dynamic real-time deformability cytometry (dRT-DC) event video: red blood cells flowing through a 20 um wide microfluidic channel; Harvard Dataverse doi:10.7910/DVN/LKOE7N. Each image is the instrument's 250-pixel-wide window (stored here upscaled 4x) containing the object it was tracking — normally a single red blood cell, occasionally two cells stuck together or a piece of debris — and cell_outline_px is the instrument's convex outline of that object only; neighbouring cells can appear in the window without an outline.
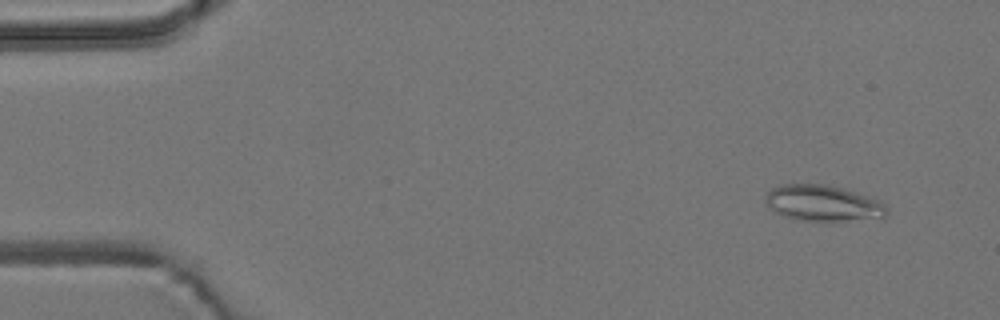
{"species": "common noctule bat (a hibernating species)", "species_latin": "Nyctalus noctula", "temperature_condition": "room temperature", "stored_images_in_passage": 5, "camera_frame_rate_fps": 3000, "um_per_image_px": 0.085, "animal": {"sex": "male", "body_mass_g": 19.2, "forearm_length_mm": 51.8}, "frame": {"image": 1, "passage_image": 1, "time_ms": 0.0, "image_size_px": [1000, 320], "cell_outline_px": [[888, 216], [884, 220], [796, 220], [780, 216], [764, 200], [768, 192], [772, 188], [780, 184], [828, 184], [844, 188], [868, 196], [884, 204], [888, 208]], "centroid_in_image_um": [70.01, 17.28], "position_along_channel_um": 15.0, "area_um2": 25.84}}
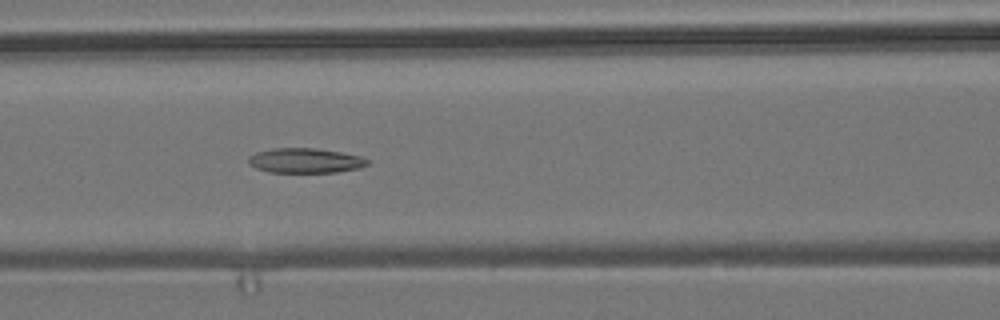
{"frame": {"image": 2, "passage_image": 5, "time_ms": 1.333, "image_size_px": [1000, 320], "cell_outline_px": [[368, 164], [360, 168], [336, 172], [268, 172], [256, 168], [248, 164], [248, 156], [256, 152], [272, 148], [316, 148], [340, 152], [360, 156], [368, 160]], "centroid_in_image_um": [25.91, 13.65], "position_along_channel_um": 140.7, "area_um2": 17.22}}